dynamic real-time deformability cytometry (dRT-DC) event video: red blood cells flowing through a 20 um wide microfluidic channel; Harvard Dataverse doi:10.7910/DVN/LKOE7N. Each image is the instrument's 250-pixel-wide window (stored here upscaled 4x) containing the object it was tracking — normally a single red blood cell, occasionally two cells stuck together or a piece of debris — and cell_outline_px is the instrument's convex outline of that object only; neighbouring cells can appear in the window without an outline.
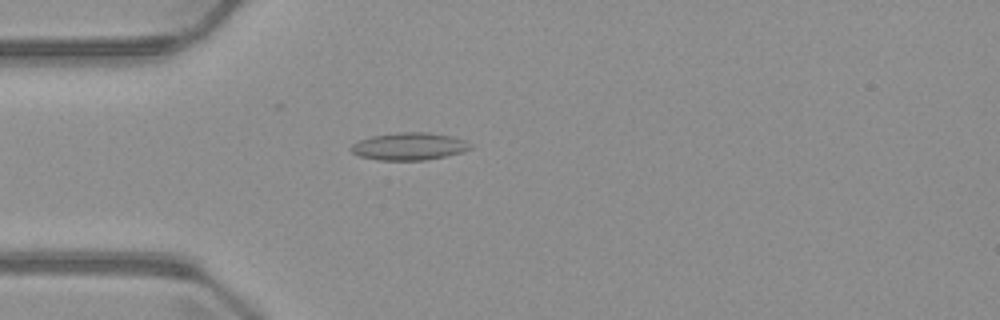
{"species": "common noctule bat (a hibernating species)", "species_latin": "Nyctalus noctula", "temperature_condition": "warm", "stored_images_in_passage": 3, "camera_frame_rate_fps": 3000, "um_per_image_px": 0.085, "animal": {"sex": "male", "body_mass_g": 23.1, "forearm_length_mm": 52.7}, "frame": {"image": 1, "passage_image": 3, "time_ms": 3.333, "image_size_px": [1000, 320], "cell_outline_px": [[472, 148], [464, 152], [424, 160], [376, 160], [360, 156], [352, 152], [348, 148], [352, 144], [360, 140], [372, 136], [396, 132], [428, 132], [452, 136], [464, 140], [472, 144]], "centroid_in_image_um": [34.78, 12.44], "position_along_channel_um": 50.2, "area_um2": 19.19}}